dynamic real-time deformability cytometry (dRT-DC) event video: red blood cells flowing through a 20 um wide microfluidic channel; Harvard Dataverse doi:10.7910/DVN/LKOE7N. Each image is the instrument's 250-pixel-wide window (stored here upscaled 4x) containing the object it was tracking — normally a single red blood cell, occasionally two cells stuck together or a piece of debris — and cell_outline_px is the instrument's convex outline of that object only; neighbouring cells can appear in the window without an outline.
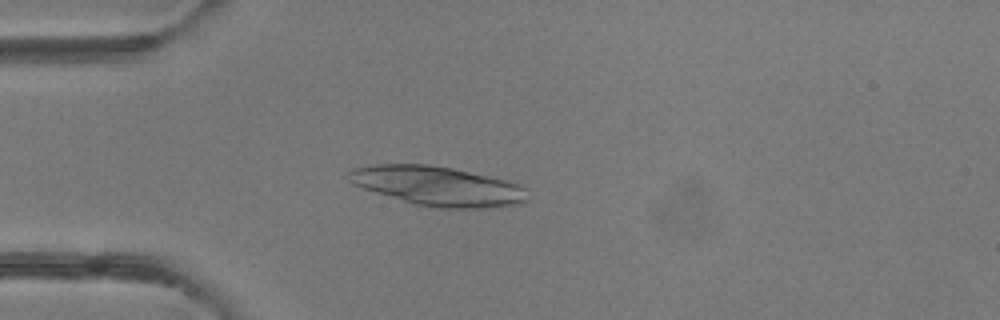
{"species": "common noctule bat (a hibernating species)", "species_latin": "Nyctalus noctula", "temperature_condition": "room temperature", "stored_images_in_passage": 3, "camera_frame_rate_fps": 3000, "um_per_image_px": 0.085, "animal": {"sex": "female"}, "frame": {"image": 1, "passage_image": 3, "time_ms": 2.0, "image_size_px": [1000, 320], "cell_outline_px": [[528, 200], [524, 204], [480, 208], [436, 208], [412, 204], [352, 184], [344, 176], [352, 168], [376, 164], [428, 164], [452, 168], [488, 176], [504, 180], [516, 184], [524, 188]], "centroid_in_image_um": [37.16, 15.82], "position_along_channel_um": 47.8, "area_um2": 41.1}}